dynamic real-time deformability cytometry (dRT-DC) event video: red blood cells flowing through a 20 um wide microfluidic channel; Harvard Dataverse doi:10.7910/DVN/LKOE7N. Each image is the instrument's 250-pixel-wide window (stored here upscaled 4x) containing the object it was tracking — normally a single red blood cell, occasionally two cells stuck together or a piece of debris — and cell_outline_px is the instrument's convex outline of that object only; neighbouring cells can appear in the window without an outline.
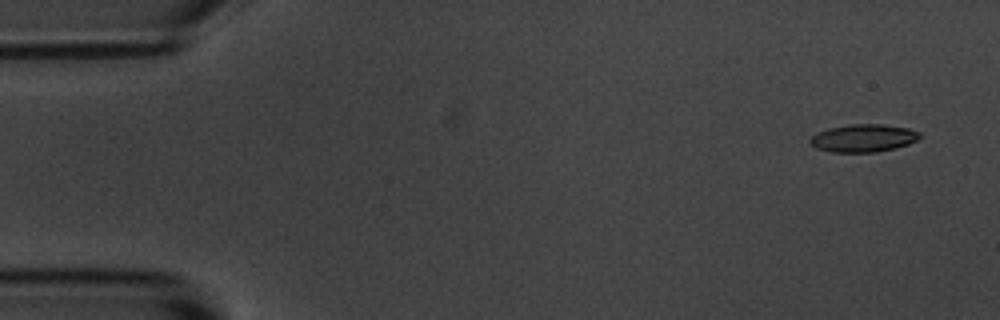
{"species": "common noctule bat (a hibernating species)", "species_latin": "Nyctalus noctula", "temperature_condition": "room temperature", "stored_images_in_passage": 7, "camera_frame_rate_fps": 3000, "um_per_image_px": 0.085, "animal": {"sex": "male", "body_mass_g": 20.1, "forearm_length_mm": 53.5}, "frame": {"image": 1, "passage_image": 1, "time_ms": 0.0, "image_size_px": [1000, 320], "cell_outline_px": [[924, 136], [908, 144], [896, 148], [876, 152], [832, 152], [816, 148], [808, 140], [812, 136], [828, 128], [848, 124], [884, 124], [908, 128], [920, 132]], "centroid_in_image_um": [73.43, 11.73], "position_along_channel_um": 11.6, "area_um2": 17.8}}
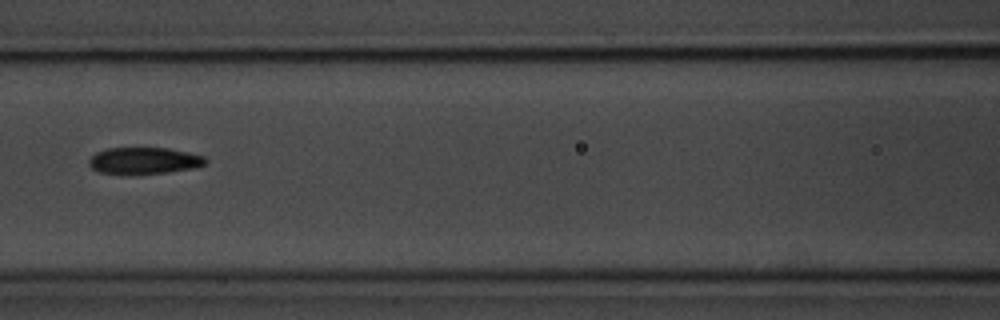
{"frame": {"image": 2, "passage_image": 7, "time_ms": 7.0, "image_size_px": [1000, 320], "cell_outline_px": [[208, 160], [204, 164], [192, 168], [168, 172], [100, 172], [92, 168], [88, 164], [88, 160], [96, 152], [108, 148], [168, 148], [188, 152], [204, 156]], "centroid_in_image_um": [12.26, 13.62], "position_along_channel_um": 154.3, "area_um2": 17.46}}